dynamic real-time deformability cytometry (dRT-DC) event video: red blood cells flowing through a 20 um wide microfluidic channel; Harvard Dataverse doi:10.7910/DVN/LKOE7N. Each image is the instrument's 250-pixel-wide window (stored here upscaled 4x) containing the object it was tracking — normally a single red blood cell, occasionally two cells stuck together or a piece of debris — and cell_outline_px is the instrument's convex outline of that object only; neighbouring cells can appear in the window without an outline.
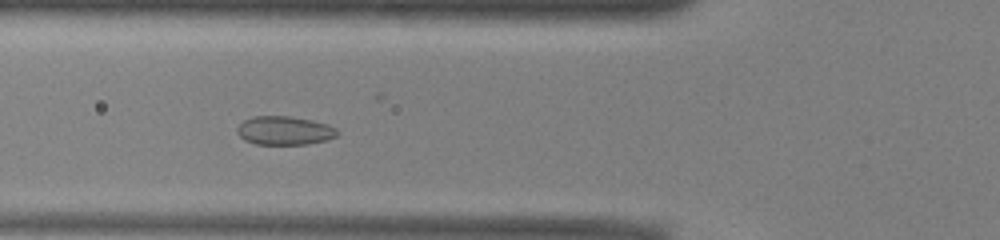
{"species": "common noctule bat (a hibernating species)", "species_latin": "Nyctalus noctula", "temperature_condition": "warm", "stored_images_in_passage": 46, "camera_frame_rate_fps": 3000, "um_per_image_px": 0.085, "animal": {"sex": "male", "body_mass_g": 13.0, "forearm_length_mm": 53.1}, "frame": {"image": 1, "passage_image": 13, "time_ms": 4.0, "image_size_px": [1000, 240], "cell_outline_px": [[340, 132], [336, 136], [328, 140], [308, 144], [256, 144], [244, 140], [236, 132], [236, 128], [244, 120], [252, 116], [292, 116], [312, 120], [328, 124], [336, 128]], "centroid_in_image_um": [24.2, 11.09], "position_along_channel_um": 101.6, "area_um2": 16.94}}
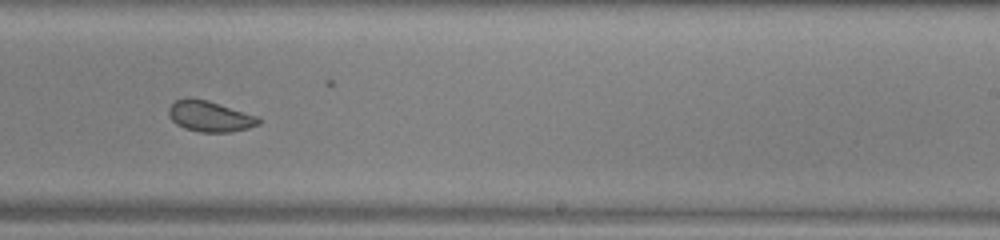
{"frame": {"image": 2, "passage_image": 26, "time_ms": 8.333, "image_size_px": [1000, 240], "cell_outline_px": [[260, 124], [248, 128], [232, 132], [200, 132], [184, 128], [176, 124], [168, 116], [168, 108], [176, 100], [188, 96], [208, 100], [260, 116]], "centroid_in_image_um": [17.84, 9.87], "position_along_channel_um": 271.2, "area_um2": 16.47}}
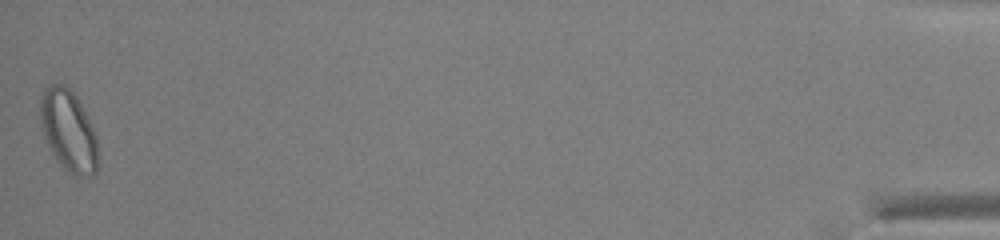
{"frame": {"image": 3, "passage_image": 46, "time_ms": 15.0, "image_size_px": [1000, 240], "cell_outline_px": [[100, 168], [92, 176], [68, 176], [56, 160], [44, 136], [40, 124], [40, 92], [44, 88], [52, 84], [64, 84], [76, 96], [92, 124], [96, 136]], "centroid_in_image_um": [5.83, 11.17], "position_along_channel_um": 429.4, "area_um2": 28.09}, "authors_computed_cell_mechanics": {"area_um2": 17.8024, "velocity_mm_per_s": 3.9173, "shape_relaxation_time_tau1_ms": null, "shape_relaxation_time_tau2_ms": 0.9649, "deformation_change_tau1": null, "deformation_change_tau2": 0.0576}}